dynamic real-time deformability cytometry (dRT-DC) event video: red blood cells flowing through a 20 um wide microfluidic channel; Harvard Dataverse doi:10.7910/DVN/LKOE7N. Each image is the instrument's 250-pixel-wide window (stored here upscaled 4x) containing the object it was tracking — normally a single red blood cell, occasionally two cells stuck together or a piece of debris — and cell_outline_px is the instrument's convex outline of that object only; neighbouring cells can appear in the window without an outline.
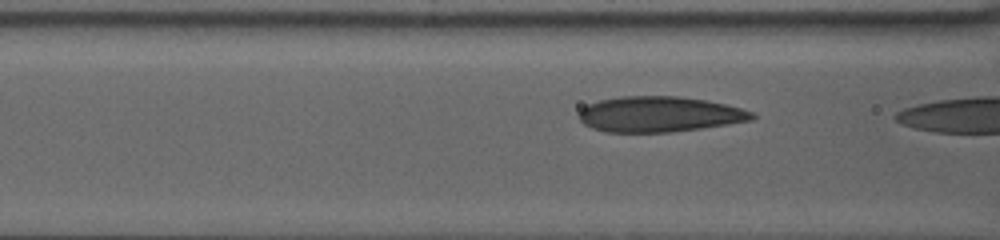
{"species": "human", "species_latin": "Homo sapiens", "temperature_condition": "warm", "stored_images_in_passage": 24, "camera_frame_rate_fps": 3000, "um_per_image_px": 0.085, "donor": {"sex": "female"}, "frame": {"image": 1, "passage_image": 22, "time_ms": 7.0, "image_size_px": [1000, 240], "cell_outline_px": [[756, 116], [752, 120], [728, 124], [672, 132], [608, 132], [592, 128], [584, 124], [580, 120], [580, 108], [588, 104], [600, 100], [620, 96], [676, 96], [704, 100], [724, 104], [740, 108], [752, 112]], "centroid_in_image_um": [56.02, 9.71], "position_along_channel_um": 110.6, "area_um2": 35.6}}